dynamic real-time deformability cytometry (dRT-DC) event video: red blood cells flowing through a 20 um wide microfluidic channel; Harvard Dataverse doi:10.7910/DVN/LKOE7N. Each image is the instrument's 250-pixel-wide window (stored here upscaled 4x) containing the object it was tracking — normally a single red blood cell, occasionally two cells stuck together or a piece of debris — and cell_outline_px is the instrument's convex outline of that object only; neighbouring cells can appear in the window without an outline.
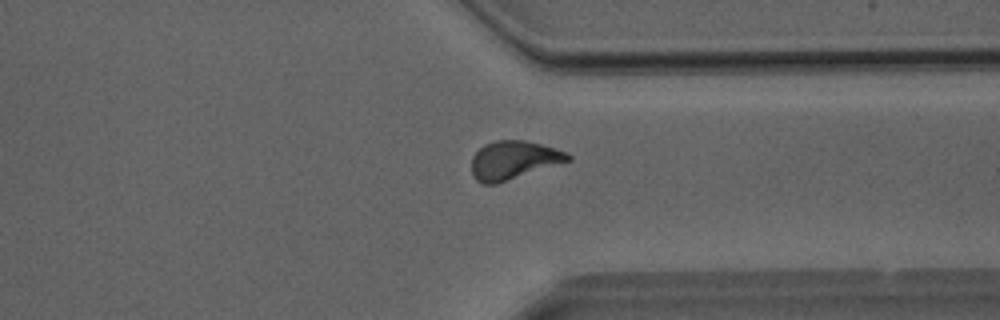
{"species": "Egyptian fruit bat (a non-hibernating species)", "species_latin": "Rousettus aegyptiacus", "temperature_condition": "room temperature", "stored_images_in_passage": 34, "camera_frame_rate_fps": 3000, "um_per_image_px": 0.085, "animal": {"sex": "male"}, "frame": {"image": 1, "passage_image": 29, "time_ms": 9.333, "image_size_px": [1000, 320], "cell_outline_px": [[572, 160], [496, 184], [484, 184], [476, 180], [472, 172], [472, 156], [484, 144], [496, 140], [524, 140], [540, 144], [568, 152], [572, 156]], "centroid_in_image_um": [43.66, 13.61], "position_along_channel_um": 367.7, "area_um2": 21.56}}